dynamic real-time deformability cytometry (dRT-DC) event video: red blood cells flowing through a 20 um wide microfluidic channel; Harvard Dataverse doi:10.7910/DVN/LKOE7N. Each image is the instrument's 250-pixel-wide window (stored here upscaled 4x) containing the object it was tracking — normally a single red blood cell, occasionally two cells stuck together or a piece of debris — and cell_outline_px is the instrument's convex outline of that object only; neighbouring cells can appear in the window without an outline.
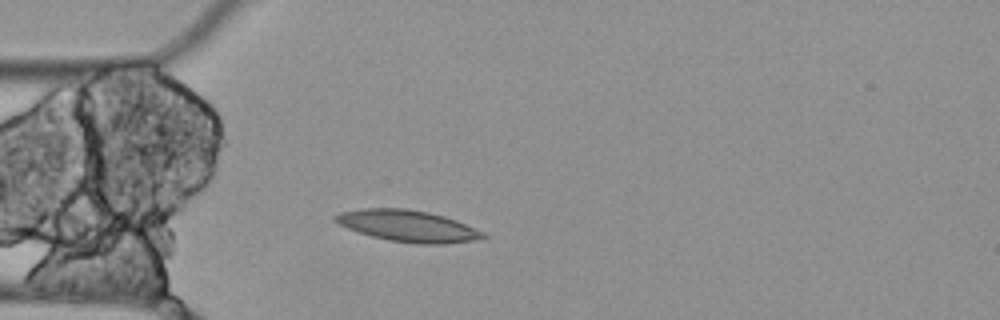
{"species": "Egyptian fruit bat (a non-hibernating species)", "species_latin": "Rousettus aegyptiacus", "temperature_condition": "cold", "stored_images_in_passage": 4, "camera_frame_rate_fps": 3000, "um_per_image_px": 0.085, "animal": {"sex": "female"}, "frame": {"image": 1, "passage_image": 4, "time_ms": 1.0, "image_size_px": [1000, 320], "cell_outline_px": [[488, 236], [472, 240], [448, 244], [420, 244], [388, 240], [372, 236], [348, 228], [332, 220], [332, 216], [340, 212], [364, 208], [408, 208], [428, 212], [444, 216], [456, 220], [484, 232]], "centroid_in_image_um": [34.65, 19.2], "position_along_channel_um": 50.3, "area_um2": 27.05}}